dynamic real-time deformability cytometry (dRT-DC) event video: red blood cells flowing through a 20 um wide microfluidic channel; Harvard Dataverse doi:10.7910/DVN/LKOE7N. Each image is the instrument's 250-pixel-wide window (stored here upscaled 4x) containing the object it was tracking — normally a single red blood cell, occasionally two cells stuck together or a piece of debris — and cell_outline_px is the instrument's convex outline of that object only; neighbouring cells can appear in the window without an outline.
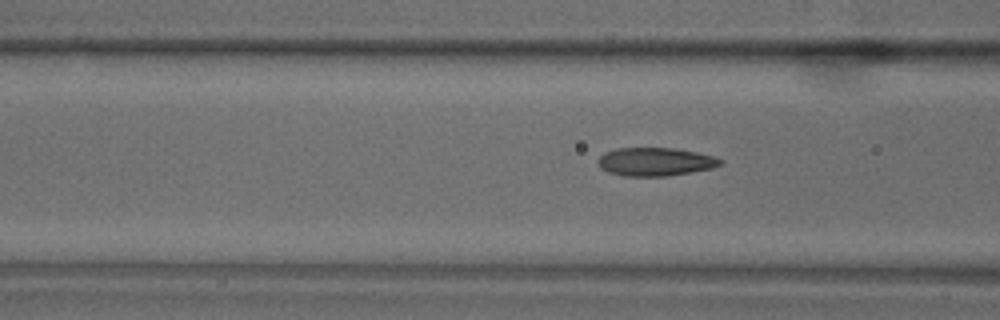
{"species": "common noctule bat (a hibernating species)", "species_latin": "Nyctalus noctula", "temperature_condition": "warm", "stored_images_in_passage": 28, "camera_frame_rate_fps": 3000, "um_per_image_px": 0.085, "animal": {"sex": "male", "body_mass_g": 18.8}, "frame": {"image": 1, "passage_image": 5, "time_ms": 1.333, "image_size_px": [1000, 320], "cell_outline_px": [[724, 164], [712, 168], [668, 176], [624, 176], [608, 172], [600, 168], [596, 160], [604, 152], [616, 148], [672, 148], [696, 152], [716, 156], [724, 160]], "centroid_in_image_um": [55.71, 13.75], "position_along_channel_um": 110.9, "area_um2": 20.4}}
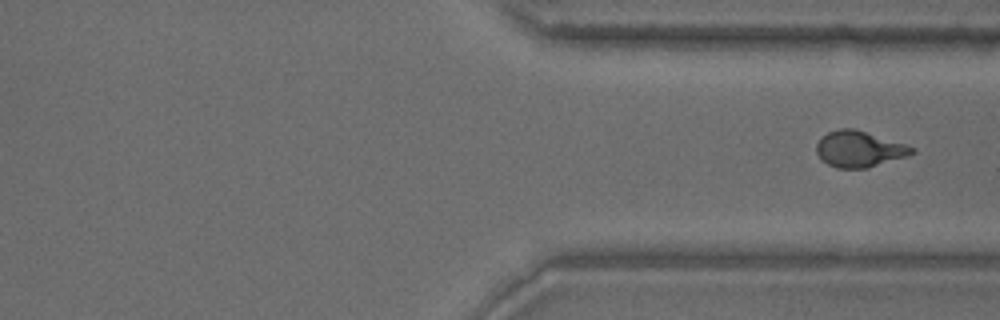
{"frame": {"image": 2, "passage_image": 28, "time_ms": 9.0, "image_size_px": [1000, 320], "cell_outline_px": [[916, 152], [908, 156], [868, 168], [836, 168], [820, 160], [816, 152], [816, 144], [820, 136], [828, 132], [840, 128], [856, 128], [916, 148]], "centroid_in_image_um": [73.01, 12.67], "position_along_channel_um": 338.4, "area_um2": 20.35}}